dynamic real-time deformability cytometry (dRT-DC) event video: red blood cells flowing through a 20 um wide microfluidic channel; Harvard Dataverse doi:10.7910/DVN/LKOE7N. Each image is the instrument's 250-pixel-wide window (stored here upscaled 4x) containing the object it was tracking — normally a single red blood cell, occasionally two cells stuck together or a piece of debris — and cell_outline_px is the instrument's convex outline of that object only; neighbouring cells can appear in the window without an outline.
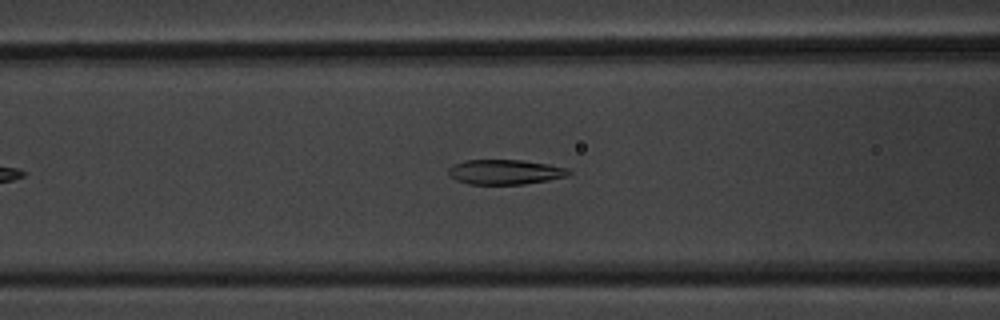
{"species": "common noctule bat (a hibernating species)", "species_latin": "Nyctalus noctula", "temperature_condition": "warm", "stored_images_in_passage": 44, "camera_frame_rate_fps": 3000, "um_per_image_px": 0.085, "animal": {"sex": "male", "body_mass_g": 20.1, "forearm_length_mm": 53.5}, "frame": {"image": 1, "passage_image": 9, "time_ms": 2.667, "image_size_px": [1000, 320], "cell_outline_px": [[572, 172], [568, 176], [548, 180], [524, 184], [468, 184], [456, 180], [448, 176], [448, 168], [452, 164], [464, 160], [524, 160], [548, 164], [568, 168]], "centroid_in_image_um": [42.91, 14.61], "position_along_channel_um": 123.7, "area_um2": 17.63}}
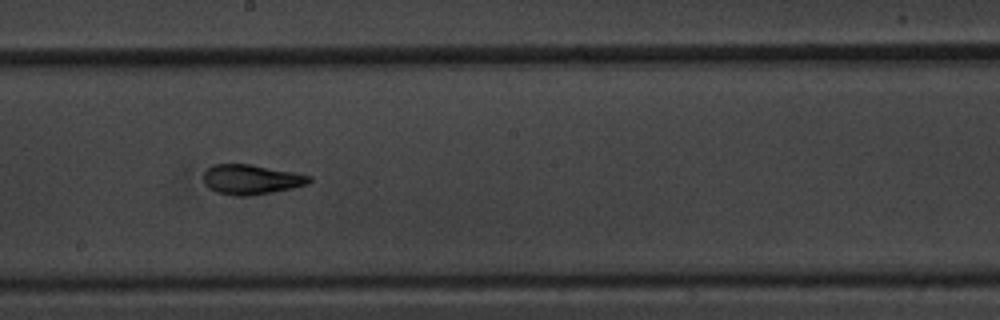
{"frame": {"image": 2, "passage_image": 18, "time_ms": 5.667, "image_size_px": [1000, 320], "cell_outline_px": [[312, 180], [308, 184], [292, 188], [272, 192], [248, 196], [232, 196], [216, 192], [208, 188], [204, 184], [204, 172], [212, 164], [252, 164], [296, 172], [312, 176]], "centroid_in_image_um": [21.36, 15.25], "position_along_channel_um": 226.8, "area_um2": 18.67}}
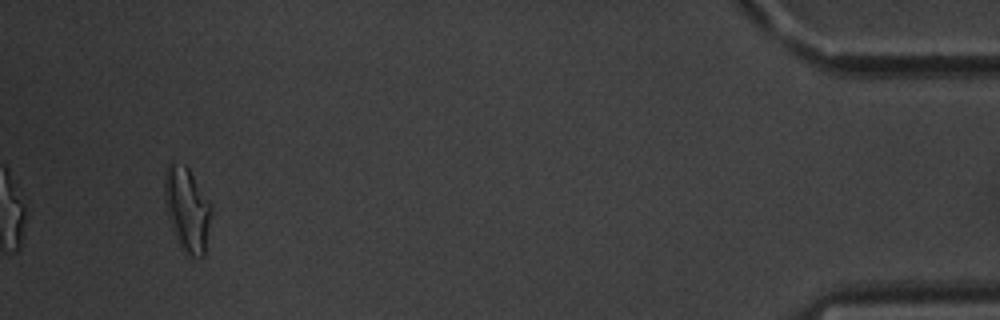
{"frame": {"image": 3, "passage_image": 41, "time_ms": 13.333, "image_size_px": [1000, 320], "cell_outline_px": [[212, 212], [204, 256], [188, 256], [180, 248], [172, 232], [164, 200], [164, 172], [168, 164], [184, 164], [188, 168], [212, 204]], "centroid_in_image_um": [15.9, 17.81], "position_along_channel_um": 419.3, "area_um2": 23.18}, "authors_computed_cell_mechanics": {"area_um2": 18.5827, "velocity_mm_per_s": 3.4439, "shape_relaxation_time_tau1_ms": 8.1813, "shape_relaxation_time_tau2_ms": 1.727, "deformation_change_tau1": 0.2113, "deformation_change_tau2": 0.0834}}